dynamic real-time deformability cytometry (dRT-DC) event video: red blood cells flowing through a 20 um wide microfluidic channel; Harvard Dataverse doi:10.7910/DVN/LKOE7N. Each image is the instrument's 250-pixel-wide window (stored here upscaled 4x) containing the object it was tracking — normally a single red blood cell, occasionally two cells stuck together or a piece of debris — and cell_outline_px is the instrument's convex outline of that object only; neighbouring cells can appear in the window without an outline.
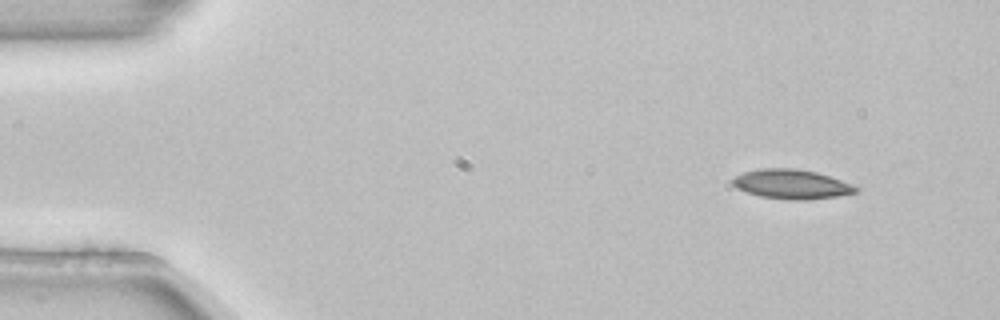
{"species": "common noctule bat (a hibernating species)", "species_latin": "Nyctalus noctula", "temperature_condition": "room temperature", "stored_images_in_passage": 5, "segment_of_instrument_passage": [1, 2], "camera_frame_rate_fps": 3000, "um_per_image_px": 0.085, "animal": {"sex": "female", "body_mass_g": 22.7, "forearm_length_mm": 54.2}, "frame": {"image": 1, "passage_image": 2, "time_ms": 0.333, "image_size_px": [1000, 320], "cell_outline_px": [[860, 188], [856, 192], [836, 196], [808, 200], [788, 200], [760, 196], [736, 188], [732, 184], [732, 180], [736, 176], [744, 172], [760, 168], [792, 168], [816, 172], [840, 180]], "centroid_in_image_um": [67.26, 15.66], "position_along_channel_um": 17.7, "area_um2": 20.92}}